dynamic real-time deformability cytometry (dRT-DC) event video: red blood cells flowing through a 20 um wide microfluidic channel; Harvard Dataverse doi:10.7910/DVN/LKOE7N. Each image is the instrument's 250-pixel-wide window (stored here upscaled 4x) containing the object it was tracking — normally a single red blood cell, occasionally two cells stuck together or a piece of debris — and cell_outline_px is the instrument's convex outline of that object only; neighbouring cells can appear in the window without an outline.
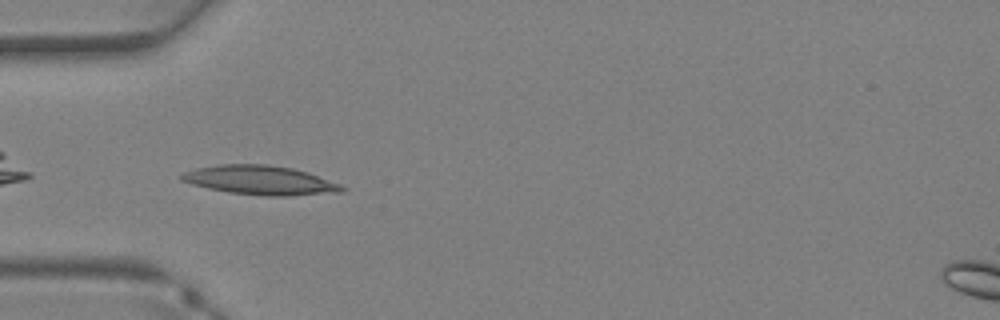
{"species": "Egyptian fruit bat (a non-hibernating species)", "species_latin": "Rousettus aegyptiacus", "temperature_condition": "warm", "stored_images_in_passage": 26, "camera_frame_rate_fps": 3000, "um_per_image_px": 0.085, "animal": {"sex": "female"}, "frame": {"image": 1, "passage_image": 1, "time_ms": 0.0, "image_size_px": [1000, 320], "cell_outline_px": [[348, 188], [344, 192], [288, 196], [264, 196], [228, 192], [208, 188], [192, 184], [180, 180], [180, 176], [184, 172], [196, 168], [220, 164], [268, 164], [292, 168], [308, 172], [340, 184]], "centroid_in_image_um": [22.15, 15.32], "position_along_channel_um": 62.9, "area_um2": 27.4}}
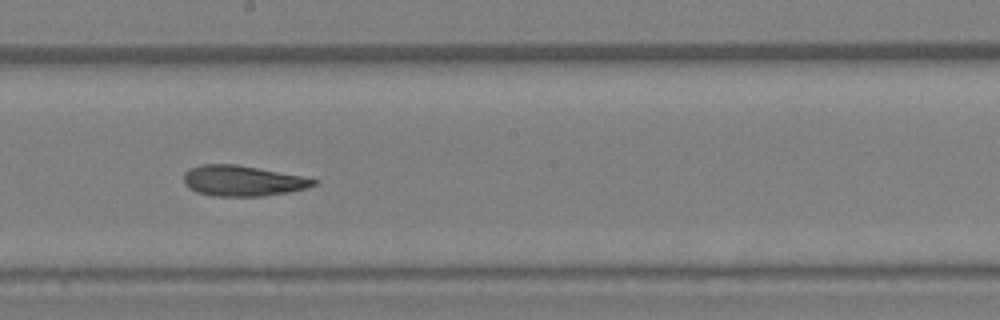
{"frame": {"image": 2, "passage_image": 10, "time_ms": 3.0, "image_size_px": [1000, 320], "cell_outline_px": [[320, 180], [316, 184], [308, 188], [288, 192], [260, 196], [216, 196], [196, 192], [188, 188], [184, 184], [184, 172], [200, 164], [236, 164], [300, 176]], "centroid_in_image_um": [20.6, 15.37], "position_along_channel_um": 227.6, "area_um2": 23.0}}
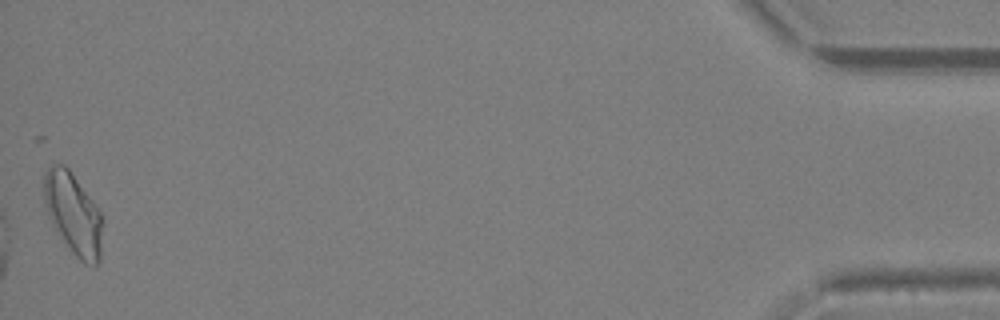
{"frame": {"image": 3, "passage_image": 26, "time_ms": 8.333, "image_size_px": [1000, 320], "cell_outline_px": [[104, 224], [100, 260], [96, 264], [84, 264], [72, 252], [64, 240], [52, 220], [48, 212], [44, 200], [44, 172], [52, 164], [64, 164], [68, 168], [100, 212], [104, 220]], "centroid_in_image_um": [6.27, 18.17], "position_along_channel_um": 428.9, "area_um2": 27.28}}